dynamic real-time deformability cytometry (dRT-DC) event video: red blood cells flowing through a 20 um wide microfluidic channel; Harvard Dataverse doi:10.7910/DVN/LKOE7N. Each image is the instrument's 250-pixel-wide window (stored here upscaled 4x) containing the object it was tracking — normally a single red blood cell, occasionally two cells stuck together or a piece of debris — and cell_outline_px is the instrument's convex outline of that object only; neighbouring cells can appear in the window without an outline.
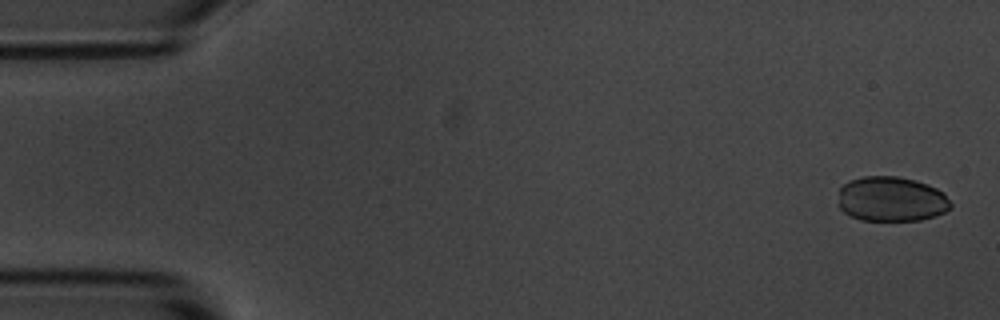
{"species": "common noctule bat (a hibernating species)", "species_latin": "Nyctalus noctula", "temperature_condition": "room temperature", "stored_images_in_passage": 4, "camera_frame_rate_fps": 3000, "um_per_image_px": 0.085, "animal": {"sex": "male", "body_mass_g": 20.1, "forearm_length_mm": 53.5}, "frame": {"image": 1, "passage_image": 1, "time_ms": 0.0, "image_size_px": [1000, 320], "cell_outline_px": [[952, 208], [936, 216], [920, 220], [860, 220], [848, 216], [836, 204], [840, 188], [848, 180], [864, 176], [896, 176], [916, 180], [928, 184], [944, 192], [952, 204]], "centroid_in_image_um": [75.75, 16.92], "position_along_channel_um": 9.3, "area_um2": 29.94}}